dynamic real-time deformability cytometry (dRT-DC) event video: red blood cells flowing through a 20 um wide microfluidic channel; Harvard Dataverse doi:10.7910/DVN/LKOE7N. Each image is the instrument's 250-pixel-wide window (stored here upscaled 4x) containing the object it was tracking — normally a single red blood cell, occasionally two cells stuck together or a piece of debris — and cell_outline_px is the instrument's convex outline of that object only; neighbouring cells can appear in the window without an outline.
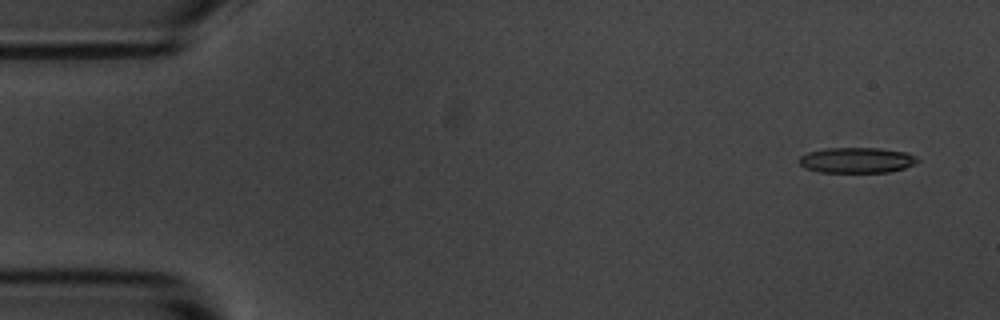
{"species": "common noctule bat (a hibernating species)", "species_latin": "Nyctalus noctula", "temperature_condition": "room temperature", "stored_images_in_passage": 3, "camera_frame_rate_fps": 3000, "um_per_image_px": 0.085, "animal": {"sex": "male", "body_mass_g": 20.1, "forearm_length_mm": 53.5}, "frame": {"image": 1, "passage_image": 1, "time_ms": 0.0, "image_size_px": [1000, 320], "cell_outline_px": [[920, 160], [904, 168], [888, 172], [820, 172], [804, 168], [796, 160], [800, 156], [808, 152], [824, 148], [880, 148], [908, 152], [916, 156]], "centroid_in_image_um": [72.79, 13.61], "position_along_channel_um": 12.2, "area_um2": 17.74}}